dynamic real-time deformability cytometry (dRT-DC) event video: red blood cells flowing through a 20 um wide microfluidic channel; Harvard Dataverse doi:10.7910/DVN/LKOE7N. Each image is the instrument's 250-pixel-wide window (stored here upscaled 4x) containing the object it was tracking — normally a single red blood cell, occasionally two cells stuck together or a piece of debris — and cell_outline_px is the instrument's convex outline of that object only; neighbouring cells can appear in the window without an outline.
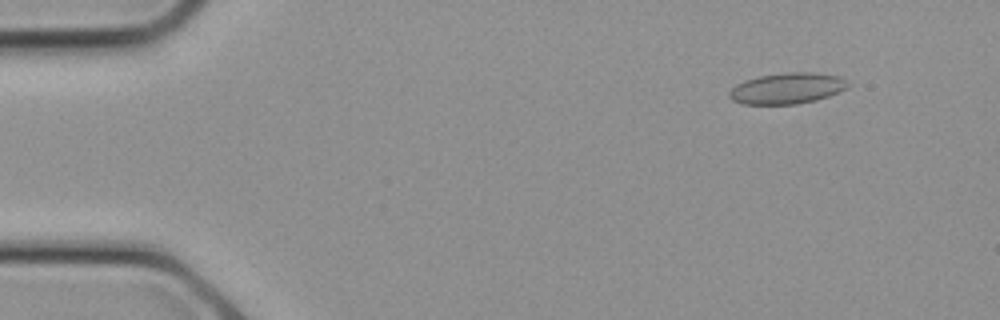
{"species": "common noctule bat (a hibernating species)", "species_latin": "Nyctalus noctula", "temperature_condition": "cold", "stored_images_in_passage": 9, "camera_frame_rate_fps": 3000, "um_per_image_px": 0.085, "animal": {"sex": "female", "body_mass_g": 21.9}, "frame": {"image": 1, "passage_image": 3, "time_ms": 0.667, "image_size_px": [1000, 320], "cell_outline_px": [[848, 84], [840, 92], [816, 100], [796, 104], [744, 104], [732, 100], [728, 96], [728, 92], [736, 84], [744, 80], [760, 76], [788, 72], [816, 72], [840, 76]], "centroid_in_image_um": [66.88, 7.51], "position_along_channel_um": 18.1, "area_um2": 21.39}}